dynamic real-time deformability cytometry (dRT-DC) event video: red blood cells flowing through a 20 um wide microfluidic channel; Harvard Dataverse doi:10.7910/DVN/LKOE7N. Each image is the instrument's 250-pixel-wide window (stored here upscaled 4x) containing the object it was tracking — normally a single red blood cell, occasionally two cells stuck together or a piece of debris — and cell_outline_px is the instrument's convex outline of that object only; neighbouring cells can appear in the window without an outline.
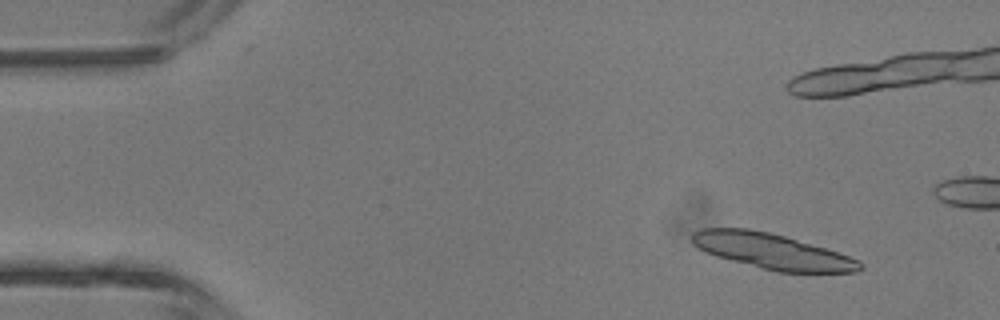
{"species": "common noctule bat (a hibernating species)", "species_latin": "Nyctalus noctula", "temperature_condition": "room temperature", "stored_images_in_passage": 4, "camera_frame_rate_fps": 3000, "um_per_image_px": 0.085, "animal": {"sex": "male", "body_mass_g": 13.3}, "frame": {"image": 1, "passage_image": 1, "time_ms": 0.0, "image_size_px": [1000, 320], "cell_outline_px": [[864, 268], [856, 272], [776, 272], [760, 268], [716, 256], [692, 244], [692, 232], [700, 228], [748, 228], [768, 232], [784, 236], [824, 248], [860, 260], [864, 264]], "centroid_in_image_um": [65.62, 21.36], "position_along_channel_um": 19.4, "area_um2": 34.45}}